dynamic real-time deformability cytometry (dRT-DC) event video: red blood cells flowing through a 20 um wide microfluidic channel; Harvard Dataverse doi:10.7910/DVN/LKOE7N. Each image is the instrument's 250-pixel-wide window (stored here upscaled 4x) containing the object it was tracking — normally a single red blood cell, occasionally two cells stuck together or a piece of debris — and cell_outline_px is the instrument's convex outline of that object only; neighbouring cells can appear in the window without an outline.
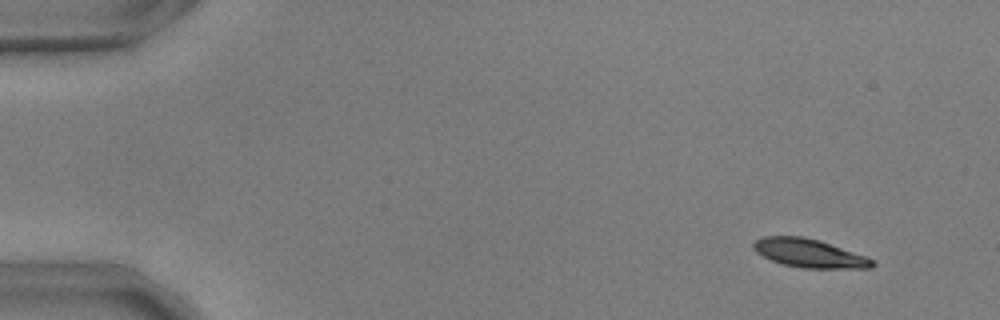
{"species": "common noctule bat (a hibernating species)", "species_latin": "Nyctalus noctula", "temperature_condition": "warm", "stored_images_in_passage": 12, "camera_frame_rate_fps": 3000, "um_per_image_px": 0.085, "animal": {"sex": "male", "body_mass_g": 17.9, "forearm_length_mm": 54.2}, "frame": {"image": 1, "passage_image": 1, "time_ms": 0.0, "image_size_px": [1000, 320], "cell_outline_px": [[876, 264], [872, 268], [804, 268], [784, 264], [772, 260], [756, 252], [752, 248], [752, 244], [756, 240], [764, 236], [804, 236], [820, 240], [864, 256], [872, 260]], "centroid_in_image_um": [68.76, 21.51], "position_along_channel_um": 16.2, "area_um2": 19.54}}